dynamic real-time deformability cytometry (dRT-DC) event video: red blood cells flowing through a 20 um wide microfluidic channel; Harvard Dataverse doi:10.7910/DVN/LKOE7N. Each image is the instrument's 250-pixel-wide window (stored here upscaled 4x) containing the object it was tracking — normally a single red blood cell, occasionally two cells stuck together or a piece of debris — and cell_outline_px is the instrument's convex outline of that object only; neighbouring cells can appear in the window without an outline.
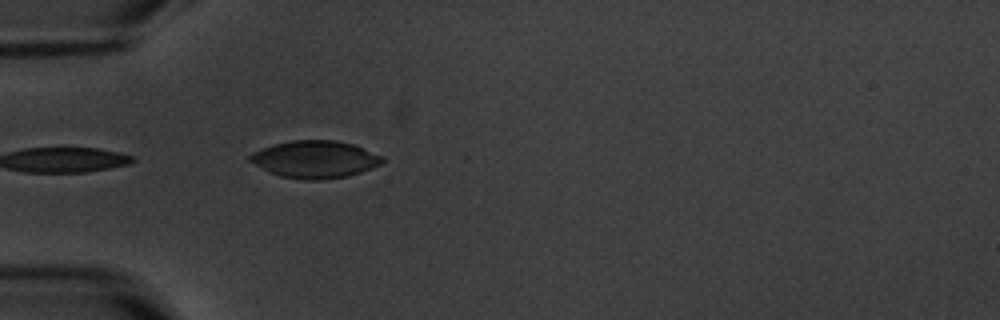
{"species": "common noctule bat (a hibernating species)", "species_latin": "Nyctalus noctula", "temperature_condition": "warm", "stored_images_in_passage": 2, "camera_frame_rate_fps": 3000, "um_per_image_px": 0.085, "animal": {"sex": "male", "body_mass_g": 20.1, "forearm_length_mm": 53.5}, "frame": {"image": 1, "passage_image": 2, "time_ms": 1.333, "image_size_px": [1000, 320], "cell_outline_px": [[384, 160], [380, 164], [360, 172], [348, 176], [320, 180], [300, 180], [280, 176], [268, 172], [248, 160], [248, 156], [252, 152], [272, 144], [292, 140], [332, 140], [352, 144], [384, 156]], "centroid_in_image_um": [26.73, 13.55], "position_along_channel_um": 58.3, "area_um2": 28.84}}